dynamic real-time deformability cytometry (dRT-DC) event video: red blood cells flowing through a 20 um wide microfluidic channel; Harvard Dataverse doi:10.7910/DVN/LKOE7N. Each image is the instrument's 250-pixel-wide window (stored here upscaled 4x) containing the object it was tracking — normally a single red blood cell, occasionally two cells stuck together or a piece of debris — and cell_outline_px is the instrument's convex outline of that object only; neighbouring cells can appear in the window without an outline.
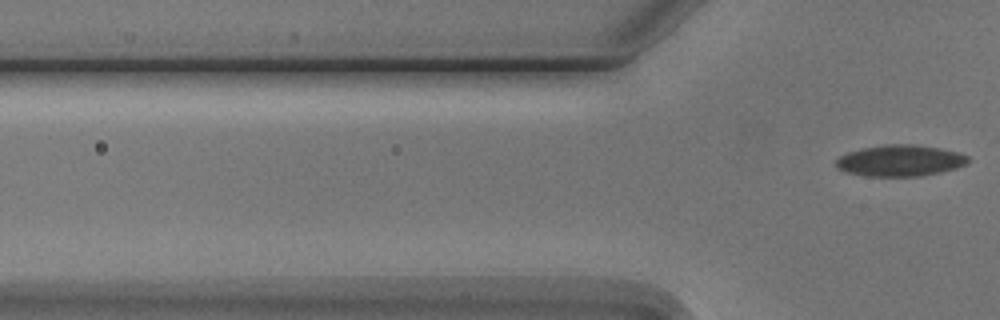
{"species": "Egyptian fruit bat (a non-hibernating species)", "species_latin": "Rousettus aegyptiacus", "temperature_condition": "cold", "stored_images_in_passage": 3, "segment_of_instrument_passage": [2, 2], "camera_frame_rate_fps": 3000, "um_per_image_px": 0.085, "animal": {"sex": "male"}, "frame": {"image": 1, "passage_image": 3, "time_ms": 2.333, "image_size_px": [1000, 320], "cell_outline_px": [[972, 160], [968, 164], [956, 168], [924, 176], [868, 176], [848, 172], [840, 168], [836, 164], [836, 160], [840, 156], [848, 152], [864, 148], [884, 144], [916, 144], [940, 148], [956, 152], [968, 156]], "centroid_in_image_um": [76.58, 13.65], "position_along_channel_um": 49.2, "area_um2": 24.04}}